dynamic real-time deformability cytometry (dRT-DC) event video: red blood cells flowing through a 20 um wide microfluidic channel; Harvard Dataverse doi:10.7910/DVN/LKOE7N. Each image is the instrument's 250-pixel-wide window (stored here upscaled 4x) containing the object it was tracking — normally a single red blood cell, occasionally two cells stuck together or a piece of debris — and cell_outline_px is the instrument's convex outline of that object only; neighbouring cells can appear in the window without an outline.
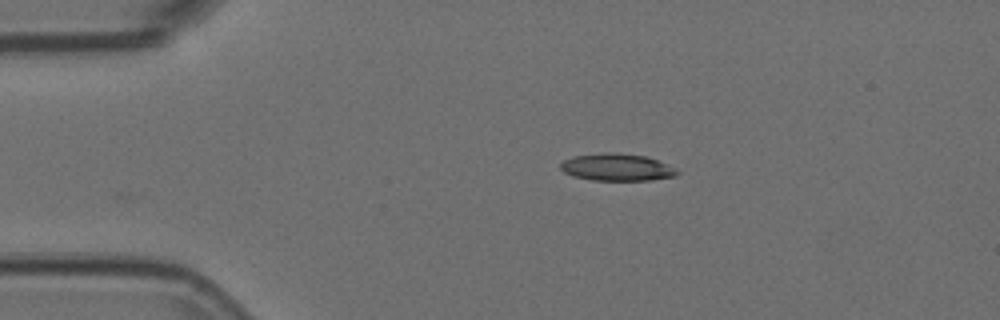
{"species": "Egyptian fruit bat (a non-hibernating species)", "species_latin": "Rousettus aegyptiacus", "temperature_condition": "room temperature", "stored_images_in_passage": 34, "camera_frame_rate_fps": 3000, "um_per_image_px": 0.085, "animal": {"sex": "female"}, "frame": {"image": 1, "passage_image": 1, "time_ms": 0.0, "image_size_px": [1000, 320], "cell_outline_px": [[680, 172], [676, 176], [648, 180], [592, 180], [572, 176], [564, 172], [560, 168], [560, 164], [564, 160], [572, 156], [604, 152], [616, 152], [644, 156], [656, 160], [676, 168]], "centroid_in_image_um": [52.41, 14.21], "position_along_channel_um": 32.6, "area_um2": 18.5}}
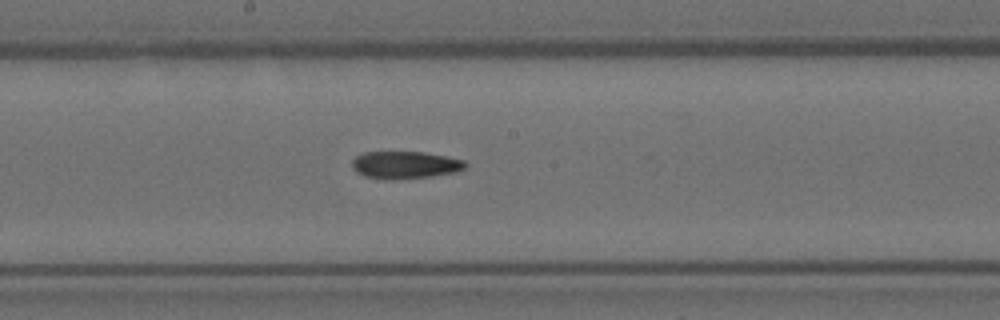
{"frame": {"image": 2, "passage_image": 19, "time_ms": 6.0, "image_size_px": [1000, 320], "cell_outline_px": [[468, 164], [464, 168], [456, 172], [432, 176], [392, 180], [384, 180], [364, 176], [356, 172], [352, 168], [352, 160], [356, 156], [364, 152], [424, 152], [448, 156], [464, 160]], "centroid_in_image_um": [34.42, 14.02], "position_along_channel_um": 213.8, "area_um2": 18.32}}
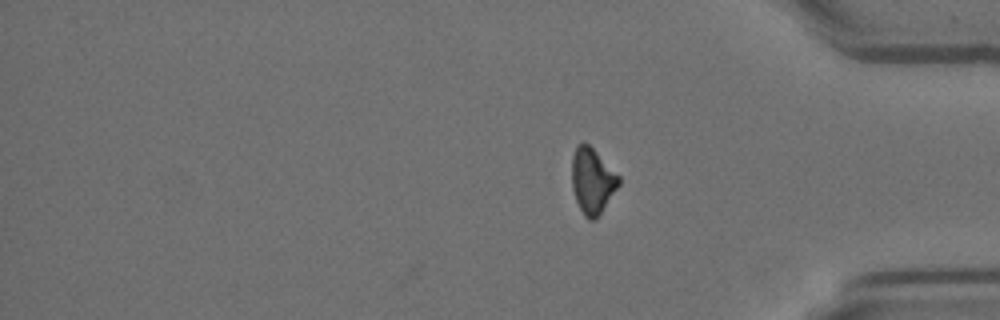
{"frame": {"image": 3, "passage_image": 34, "time_ms": 11.0, "image_size_px": [1000, 320], "cell_outline_px": [[620, 184], [600, 212], [592, 220], [588, 220], [584, 216], [576, 200], [572, 188], [572, 156], [576, 144], [584, 140], [620, 176]], "centroid_in_image_um": [50.32, 15.32], "position_along_channel_um": 384.9, "area_um2": 17.74}}